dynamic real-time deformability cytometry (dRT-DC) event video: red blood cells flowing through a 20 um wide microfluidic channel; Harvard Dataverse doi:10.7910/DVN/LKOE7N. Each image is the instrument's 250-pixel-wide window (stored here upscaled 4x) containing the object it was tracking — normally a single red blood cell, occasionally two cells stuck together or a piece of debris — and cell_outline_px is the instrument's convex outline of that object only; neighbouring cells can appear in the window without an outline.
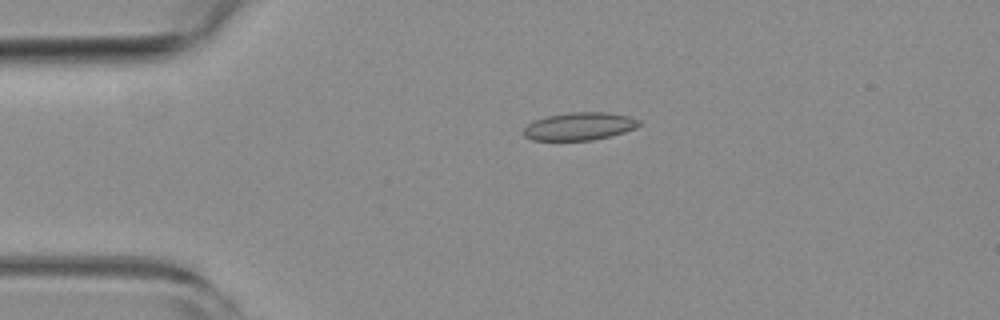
{"species": "common noctule bat (a hibernating species)", "species_latin": "Nyctalus noctula", "temperature_condition": "room temperature", "stored_images_in_passage": 45, "camera_frame_rate_fps": 3000, "um_per_image_px": 0.085, "animal": {"sex": "female", "body_mass_g": 19.3, "forearm_length_mm": 54.1}, "frame": {"image": 1, "passage_image": 3, "time_ms": 0.667, "image_size_px": [1000, 320], "cell_outline_px": [[640, 124], [636, 128], [624, 132], [592, 140], [532, 140], [524, 136], [524, 128], [532, 120], [548, 116], [568, 112], [608, 112], [628, 116], [640, 120]], "centroid_in_image_um": [49.24, 10.73], "position_along_channel_um": 35.8, "area_um2": 18.67}}
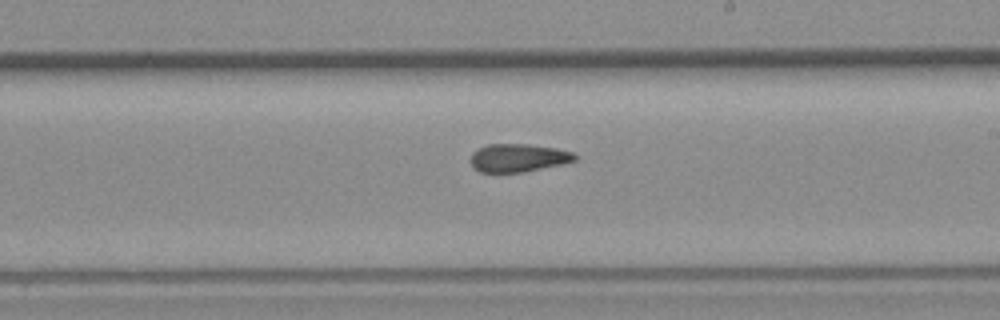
{"frame": {"image": 2, "passage_image": 22, "time_ms": 7.0, "image_size_px": [1000, 320], "cell_outline_px": [[576, 160], [560, 164], [524, 172], [480, 172], [472, 168], [472, 152], [488, 144], [528, 144], [556, 148], [572, 152], [576, 156]], "centroid_in_image_um": [44.03, 13.41], "position_along_channel_um": 245.0, "area_um2": 16.88}}
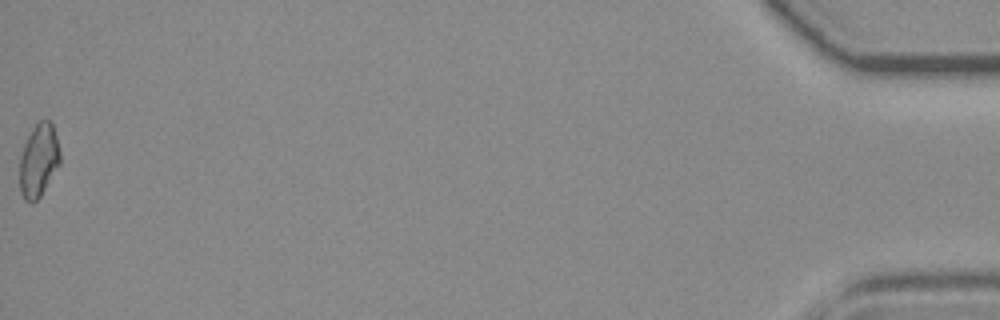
{"frame": {"image": 3, "passage_image": 45, "time_ms": 14.667, "image_size_px": [1000, 320], "cell_outline_px": [[60, 164], [40, 196], [32, 204], [24, 200], [20, 192], [20, 156], [24, 144], [32, 128], [40, 120], [48, 120], [52, 124], [56, 136], [60, 152]], "centroid_in_image_um": [3.28, 13.65], "position_along_channel_um": 431.9, "area_um2": 17.17}, "authors_computed_cell_mechanics": {"area_um2": 17.4556, "velocity_mm_per_s": 3.8509, "shape_relaxation_time_tau1_ms": null, "shape_relaxation_time_tau2_ms": 2.7518, "deformation_change_tau1": null, "deformation_change_tau2": 0.0867}}